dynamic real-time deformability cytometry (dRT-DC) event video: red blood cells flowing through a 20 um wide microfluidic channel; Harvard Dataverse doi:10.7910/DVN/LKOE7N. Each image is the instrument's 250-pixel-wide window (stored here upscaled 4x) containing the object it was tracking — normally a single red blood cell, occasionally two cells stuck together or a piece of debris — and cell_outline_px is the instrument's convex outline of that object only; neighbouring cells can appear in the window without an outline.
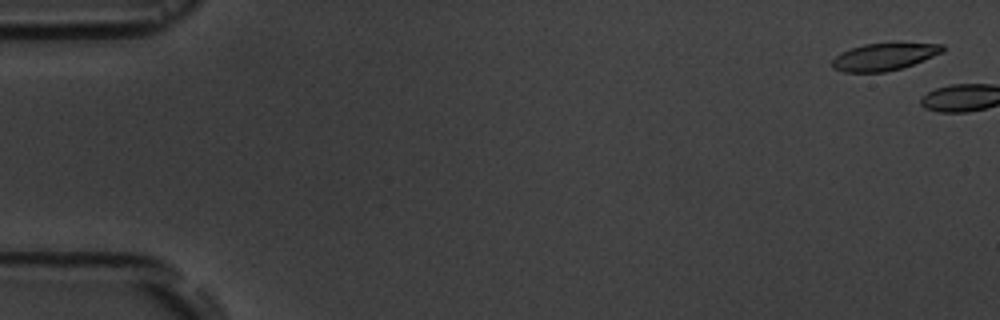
{"species": "common noctule bat (a hibernating species)", "species_latin": "Nyctalus noctula", "temperature_condition": "room temperature", "stored_images_in_passage": 2, "camera_frame_rate_fps": 3000, "um_per_image_px": 0.085, "animal": {"sex": "male", "body_mass_g": 19.5, "forearm_length_mm": 54.6}, "frame": {"image": 1, "passage_image": 1, "time_ms": 0.0, "image_size_px": [1000, 320], "cell_outline_px": [[944, 52], [912, 64], [900, 68], [884, 72], [844, 72], [832, 68], [832, 60], [840, 52], [864, 44], [944, 44]], "centroid_in_image_um": [75.11, 4.84], "position_along_channel_um": 9.9, "area_um2": 17.11}}